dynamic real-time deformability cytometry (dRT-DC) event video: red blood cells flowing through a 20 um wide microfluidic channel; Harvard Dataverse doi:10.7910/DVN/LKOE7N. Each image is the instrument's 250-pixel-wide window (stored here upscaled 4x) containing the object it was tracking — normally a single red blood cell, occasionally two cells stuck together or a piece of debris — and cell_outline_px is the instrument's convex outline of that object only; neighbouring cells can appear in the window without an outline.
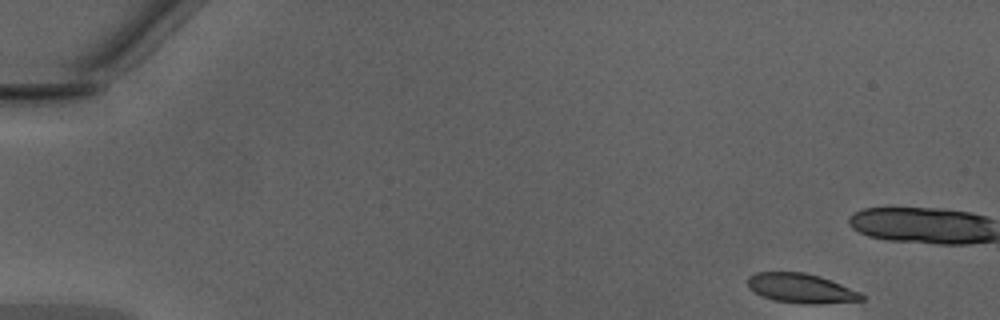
{"species": "Egyptian fruit bat (a non-hibernating species)", "species_latin": "Rousettus aegyptiacus", "temperature_condition": "warm", "stored_images_in_passage": 3, "camera_frame_rate_fps": 3000, "um_per_image_px": 0.085, "animal": {"sex": "male"}, "frame": {"image": 1, "passage_image": 1, "time_ms": 0.0, "image_size_px": [1000, 320], "cell_outline_px": [[864, 300], [776, 300], [764, 296], [748, 288], [748, 276], [756, 272], [804, 272], [820, 276], [832, 280], [860, 292], [864, 296]], "centroid_in_image_um": [68.01, 24.4], "position_along_channel_um": 17.0, "area_um2": 18.03}}